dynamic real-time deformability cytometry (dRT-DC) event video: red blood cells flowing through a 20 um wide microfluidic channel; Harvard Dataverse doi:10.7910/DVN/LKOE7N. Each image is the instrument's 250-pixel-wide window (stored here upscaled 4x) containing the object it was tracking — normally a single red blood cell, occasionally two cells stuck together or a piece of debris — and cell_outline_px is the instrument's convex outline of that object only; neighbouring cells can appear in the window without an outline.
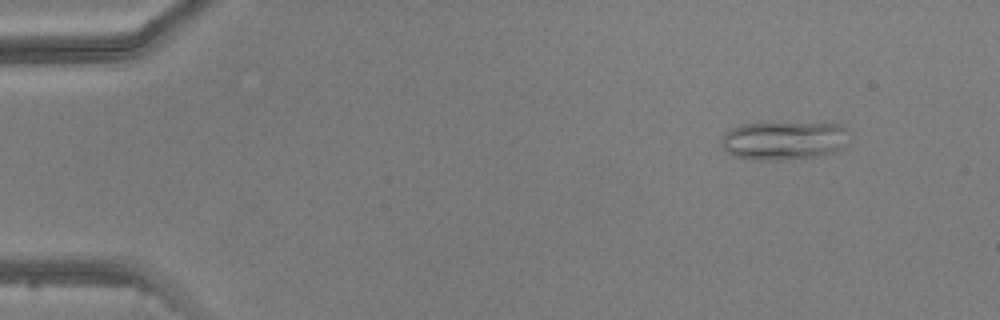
{"species": "common noctule bat (a hibernating species)", "species_latin": "Nyctalus noctula", "temperature_condition": "warm", "stored_images_in_passage": 6, "camera_frame_rate_fps": 3000, "um_per_image_px": 0.085, "animal": {"sex": "male", "body_mass_g": 20.5, "forearm_length_mm": 52.5}, "frame": {"image": 1, "passage_image": 2, "time_ms": 1.333, "image_size_px": [1000, 320], "cell_outline_px": [[852, 132], [840, 152], [816, 156], [780, 160], [760, 160], [736, 156], [728, 152], [720, 144], [720, 140], [724, 132], [740, 124], [840, 124]], "centroid_in_image_um": [66.67, 11.95], "position_along_channel_um": 18.3, "area_um2": 28.67}}